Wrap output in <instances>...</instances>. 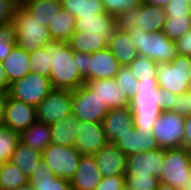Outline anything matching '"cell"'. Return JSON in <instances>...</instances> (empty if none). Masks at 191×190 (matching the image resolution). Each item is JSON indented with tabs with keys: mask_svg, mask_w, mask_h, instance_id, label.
Segmentation results:
<instances>
[{
	"mask_svg": "<svg viewBox=\"0 0 191 190\" xmlns=\"http://www.w3.org/2000/svg\"><path fill=\"white\" fill-rule=\"evenodd\" d=\"M25 184H28V176L17 165L10 161L0 164L1 190H15Z\"/></svg>",
	"mask_w": 191,
	"mask_h": 190,
	"instance_id": "32",
	"label": "cell"
},
{
	"mask_svg": "<svg viewBox=\"0 0 191 190\" xmlns=\"http://www.w3.org/2000/svg\"><path fill=\"white\" fill-rule=\"evenodd\" d=\"M120 63L107 47L91 54L89 81L115 78Z\"/></svg>",
	"mask_w": 191,
	"mask_h": 190,
	"instance_id": "21",
	"label": "cell"
},
{
	"mask_svg": "<svg viewBox=\"0 0 191 190\" xmlns=\"http://www.w3.org/2000/svg\"><path fill=\"white\" fill-rule=\"evenodd\" d=\"M164 155L165 149L157 148L127 156L125 177L155 176L159 178L163 169Z\"/></svg>",
	"mask_w": 191,
	"mask_h": 190,
	"instance_id": "13",
	"label": "cell"
},
{
	"mask_svg": "<svg viewBox=\"0 0 191 190\" xmlns=\"http://www.w3.org/2000/svg\"><path fill=\"white\" fill-rule=\"evenodd\" d=\"M102 0H80L79 15L75 19L94 16V14L104 13Z\"/></svg>",
	"mask_w": 191,
	"mask_h": 190,
	"instance_id": "41",
	"label": "cell"
},
{
	"mask_svg": "<svg viewBox=\"0 0 191 190\" xmlns=\"http://www.w3.org/2000/svg\"><path fill=\"white\" fill-rule=\"evenodd\" d=\"M52 89L48 77L30 72L10 84L8 92L12 98L37 107Z\"/></svg>",
	"mask_w": 191,
	"mask_h": 190,
	"instance_id": "9",
	"label": "cell"
},
{
	"mask_svg": "<svg viewBox=\"0 0 191 190\" xmlns=\"http://www.w3.org/2000/svg\"><path fill=\"white\" fill-rule=\"evenodd\" d=\"M61 7L71 13L74 17L79 15L80 0H59Z\"/></svg>",
	"mask_w": 191,
	"mask_h": 190,
	"instance_id": "49",
	"label": "cell"
},
{
	"mask_svg": "<svg viewBox=\"0 0 191 190\" xmlns=\"http://www.w3.org/2000/svg\"><path fill=\"white\" fill-rule=\"evenodd\" d=\"M79 120L72 114L50 124L51 144L75 147Z\"/></svg>",
	"mask_w": 191,
	"mask_h": 190,
	"instance_id": "25",
	"label": "cell"
},
{
	"mask_svg": "<svg viewBox=\"0 0 191 190\" xmlns=\"http://www.w3.org/2000/svg\"><path fill=\"white\" fill-rule=\"evenodd\" d=\"M125 185V175L103 177L95 190H121Z\"/></svg>",
	"mask_w": 191,
	"mask_h": 190,
	"instance_id": "44",
	"label": "cell"
},
{
	"mask_svg": "<svg viewBox=\"0 0 191 190\" xmlns=\"http://www.w3.org/2000/svg\"><path fill=\"white\" fill-rule=\"evenodd\" d=\"M143 0H102L105 12L116 17L118 14L139 7Z\"/></svg>",
	"mask_w": 191,
	"mask_h": 190,
	"instance_id": "39",
	"label": "cell"
},
{
	"mask_svg": "<svg viewBox=\"0 0 191 190\" xmlns=\"http://www.w3.org/2000/svg\"><path fill=\"white\" fill-rule=\"evenodd\" d=\"M129 34L138 54L156 63L172 62L178 54L176 42L169 39L163 31L146 33L137 27L129 30Z\"/></svg>",
	"mask_w": 191,
	"mask_h": 190,
	"instance_id": "4",
	"label": "cell"
},
{
	"mask_svg": "<svg viewBox=\"0 0 191 190\" xmlns=\"http://www.w3.org/2000/svg\"><path fill=\"white\" fill-rule=\"evenodd\" d=\"M170 111L183 116L191 115V88L186 93L177 96Z\"/></svg>",
	"mask_w": 191,
	"mask_h": 190,
	"instance_id": "42",
	"label": "cell"
},
{
	"mask_svg": "<svg viewBox=\"0 0 191 190\" xmlns=\"http://www.w3.org/2000/svg\"><path fill=\"white\" fill-rule=\"evenodd\" d=\"M8 96H9L8 90H0V124L2 123L4 118V112Z\"/></svg>",
	"mask_w": 191,
	"mask_h": 190,
	"instance_id": "51",
	"label": "cell"
},
{
	"mask_svg": "<svg viewBox=\"0 0 191 190\" xmlns=\"http://www.w3.org/2000/svg\"><path fill=\"white\" fill-rule=\"evenodd\" d=\"M171 0H143L144 3H147L152 6H157L160 8H165Z\"/></svg>",
	"mask_w": 191,
	"mask_h": 190,
	"instance_id": "53",
	"label": "cell"
},
{
	"mask_svg": "<svg viewBox=\"0 0 191 190\" xmlns=\"http://www.w3.org/2000/svg\"><path fill=\"white\" fill-rule=\"evenodd\" d=\"M15 190H35V189L32 188L29 184H25L17 187Z\"/></svg>",
	"mask_w": 191,
	"mask_h": 190,
	"instance_id": "55",
	"label": "cell"
},
{
	"mask_svg": "<svg viewBox=\"0 0 191 190\" xmlns=\"http://www.w3.org/2000/svg\"><path fill=\"white\" fill-rule=\"evenodd\" d=\"M50 53L51 71L49 79L54 89L75 90L85 84L73 61L74 51L63 40H52L45 45Z\"/></svg>",
	"mask_w": 191,
	"mask_h": 190,
	"instance_id": "1",
	"label": "cell"
},
{
	"mask_svg": "<svg viewBox=\"0 0 191 190\" xmlns=\"http://www.w3.org/2000/svg\"><path fill=\"white\" fill-rule=\"evenodd\" d=\"M16 45V29L13 22L0 25V61L2 62Z\"/></svg>",
	"mask_w": 191,
	"mask_h": 190,
	"instance_id": "38",
	"label": "cell"
},
{
	"mask_svg": "<svg viewBox=\"0 0 191 190\" xmlns=\"http://www.w3.org/2000/svg\"><path fill=\"white\" fill-rule=\"evenodd\" d=\"M128 67L138 81L157 80L158 63L148 57L139 55Z\"/></svg>",
	"mask_w": 191,
	"mask_h": 190,
	"instance_id": "34",
	"label": "cell"
},
{
	"mask_svg": "<svg viewBox=\"0 0 191 190\" xmlns=\"http://www.w3.org/2000/svg\"><path fill=\"white\" fill-rule=\"evenodd\" d=\"M71 49L75 52L92 54L107 48L100 34L74 32L67 41Z\"/></svg>",
	"mask_w": 191,
	"mask_h": 190,
	"instance_id": "29",
	"label": "cell"
},
{
	"mask_svg": "<svg viewBox=\"0 0 191 190\" xmlns=\"http://www.w3.org/2000/svg\"><path fill=\"white\" fill-rule=\"evenodd\" d=\"M13 1H15L17 4H20V0H13Z\"/></svg>",
	"mask_w": 191,
	"mask_h": 190,
	"instance_id": "60",
	"label": "cell"
},
{
	"mask_svg": "<svg viewBox=\"0 0 191 190\" xmlns=\"http://www.w3.org/2000/svg\"><path fill=\"white\" fill-rule=\"evenodd\" d=\"M82 154L75 147L50 144L42 151V160L58 178L70 180Z\"/></svg>",
	"mask_w": 191,
	"mask_h": 190,
	"instance_id": "10",
	"label": "cell"
},
{
	"mask_svg": "<svg viewBox=\"0 0 191 190\" xmlns=\"http://www.w3.org/2000/svg\"><path fill=\"white\" fill-rule=\"evenodd\" d=\"M175 42L178 54L191 56V30L178 38Z\"/></svg>",
	"mask_w": 191,
	"mask_h": 190,
	"instance_id": "47",
	"label": "cell"
},
{
	"mask_svg": "<svg viewBox=\"0 0 191 190\" xmlns=\"http://www.w3.org/2000/svg\"><path fill=\"white\" fill-rule=\"evenodd\" d=\"M159 178L155 176L125 177V185L131 190H156Z\"/></svg>",
	"mask_w": 191,
	"mask_h": 190,
	"instance_id": "40",
	"label": "cell"
},
{
	"mask_svg": "<svg viewBox=\"0 0 191 190\" xmlns=\"http://www.w3.org/2000/svg\"><path fill=\"white\" fill-rule=\"evenodd\" d=\"M191 30V16H167L163 33L171 40L176 41Z\"/></svg>",
	"mask_w": 191,
	"mask_h": 190,
	"instance_id": "35",
	"label": "cell"
},
{
	"mask_svg": "<svg viewBox=\"0 0 191 190\" xmlns=\"http://www.w3.org/2000/svg\"><path fill=\"white\" fill-rule=\"evenodd\" d=\"M30 71L48 77L51 71L50 53L43 48L31 52L29 56Z\"/></svg>",
	"mask_w": 191,
	"mask_h": 190,
	"instance_id": "36",
	"label": "cell"
},
{
	"mask_svg": "<svg viewBox=\"0 0 191 190\" xmlns=\"http://www.w3.org/2000/svg\"><path fill=\"white\" fill-rule=\"evenodd\" d=\"M136 93L130 101L134 128L152 132V126L162 112L160 89L157 80L139 81Z\"/></svg>",
	"mask_w": 191,
	"mask_h": 190,
	"instance_id": "2",
	"label": "cell"
},
{
	"mask_svg": "<svg viewBox=\"0 0 191 190\" xmlns=\"http://www.w3.org/2000/svg\"><path fill=\"white\" fill-rule=\"evenodd\" d=\"M118 30L115 17L107 12L75 19L74 32L83 31L84 33L100 34L107 47L112 43Z\"/></svg>",
	"mask_w": 191,
	"mask_h": 190,
	"instance_id": "16",
	"label": "cell"
},
{
	"mask_svg": "<svg viewBox=\"0 0 191 190\" xmlns=\"http://www.w3.org/2000/svg\"><path fill=\"white\" fill-rule=\"evenodd\" d=\"M85 85L105 103L109 110L130 107V99L120 91L115 78L85 81Z\"/></svg>",
	"mask_w": 191,
	"mask_h": 190,
	"instance_id": "18",
	"label": "cell"
},
{
	"mask_svg": "<svg viewBox=\"0 0 191 190\" xmlns=\"http://www.w3.org/2000/svg\"><path fill=\"white\" fill-rule=\"evenodd\" d=\"M41 161V152L19 143L10 162L17 165L24 174L29 176L37 167H40Z\"/></svg>",
	"mask_w": 191,
	"mask_h": 190,
	"instance_id": "30",
	"label": "cell"
},
{
	"mask_svg": "<svg viewBox=\"0 0 191 190\" xmlns=\"http://www.w3.org/2000/svg\"><path fill=\"white\" fill-rule=\"evenodd\" d=\"M12 22L16 29V45L28 53L52 41L48 27L40 25L23 4L16 6Z\"/></svg>",
	"mask_w": 191,
	"mask_h": 190,
	"instance_id": "3",
	"label": "cell"
},
{
	"mask_svg": "<svg viewBox=\"0 0 191 190\" xmlns=\"http://www.w3.org/2000/svg\"><path fill=\"white\" fill-rule=\"evenodd\" d=\"M28 184L35 190H72L70 181L54 176L43 160L40 167L28 176Z\"/></svg>",
	"mask_w": 191,
	"mask_h": 190,
	"instance_id": "23",
	"label": "cell"
},
{
	"mask_svg": "<svg viewBox=\"0 0 191 190\" xmlns=\"http://www.w3.org/2000/svg\"><path fill=\"white\" fill-rule=\"evenodd\" d=\"M52 40L67 42L75 30V17L67 10L61 8L52 23L47 26Z\"/></svg>",
	"mask_w": 191,
	"mask_h": 190,
	"instance_id": "31",
	"label": "cell"
},
{
	"mask_svg": "<svg viewBox=\"0 0 191 190\" xmlns=\"http://www.w3.org/2000/svg\"><path fill=\"white\" fill-rule=\"evenodd\" d=\"M26 0H20V4H22L23 2H25Z\"/></svg>",
	"mask_w": 191,
	"mask_h": 190,
	"instance_id": "61",
	"label": "cell"
},
{
	"mask_svg": "<svg viewBox=\"0 0 191 190\" xmlns=\"http://www.w3.org/2000/svg\"><path fill=\"white\" fill-rule=\"evenodd\" d=\"M102 177L125 175L127 156L112 143H107L94 155Z\"/></svg>",
	"mask_w": 191,
	"mask_h": 190,
	"instance_id": "20",
	"label": "cell"
},
{
	"mask_svg": "<svg viewBox=\"0 0 191 190\" xmlns=\"http://www.w3.org/2000/svg\"><path fill=\"white\" fill-rule=\"evenodd\" d=\"M185 136L183 139V147L191 153V115L185 116Z\"/></svg>",
	"mask_w": 191,
	"mask_h": 190,
	"instance_id": "50",
	"label": "cell"
},
{
	"mask_svg": "<svg viewBox=\"0 0 191 190\" xmlns=\"http://www.w3.org/2000/svg\"><path fill=\"white\" fill-rule=\"evenodd\" d=\"M109 111L85 84L72 91V115L84 122H102Z\"/></svg>",
	"mask_w": 191,
	"mask_h": 190,
	"instance_id": "11",
	"label": "cell"
},
{
	"mask_svg": "<svg viewBox=\"0 0 191 190\" xmlns=\"http://www.w3.org/2000/svg\"><path fill=\"white\" fill-rule=\"evenodd\" d=\"M156 190H178V189L171 187L168 184H164L162 182H159Z\"/></svg>",
	"mask_w": 191,
	"mask_h": 190,
	"instance_id": "54",
	"label": "cell"
},
{
	"mask_svg": "<svg viewBox=\"0 0 191 190\" xmlns=\"http://www.w3.org/2000/svg\"><path fill=\"white\" fill-rule=\"evenodd\" d=\"M185 116L171 111H162L152 126L153 137L158 147L173 149L183 147Z\"/></svg>",
	"mask_w": 191,
	"mask_h": 190,
	"instance_id": "8",
	"label": "cell"
},
{
	"mask_svg": "<svg viewBox=\"0 0 191 190\" xmlns=\"http://www.w3.org/2000/svg\"><path fill=\"white\" fill-rule=\"evenodd\" d=\"M164 10L166 16H191L188 8V0H171Z\"/></svg>",
	"mask_w": 191,
	"mask_h": 190,
	"instance_id": "43",
	"label": "cell"
},
{
	"mask_svg": "<svg viewBox=\"0 0 191 190\" xmlns=\"http://www.w3.org/2000/svg\"><path fill=\"white\" fill-rule=\"evenodd\" d=\"M131 40L129 31L118 30L108 47L121 66H128L139 56Z\"/></svg>",
	"mask_w": 191,
	"mask_h": 190,
	"instance_id": "27",
	"label": "cell"
},
{
	"mask_svg": "<svg viewBox=\"0 0 191 190\" xmlns=\"http://www.w3.org/2000/svg\"><path fill=\"white\" fill-rule=\"evenodd\" d=\"M189 87L191 88V70L189 72Z\"/></svg>",
	"mask_w": 191,
	"mask_h": 190,
	"instance_id": "58",
	"label": "cell"
},
{
	"mask_svg": "<svg viewBox=\"0 0 191 190\" xmlns=\"http://www.w3.org/2000/svg\"><path fill=\"white\" fill-rule=\"evenodd\" d=\"M40 25L49 26L61 7L59 0H26L22 3Z\"/></svg>",
	"mask_w": 191,
	"mask_h": 190,
	"instance_id": "28",
	"label": "cell"
},
{
	"mask_svg": "<svg viewBox=\"0 0 191 190\" xmlns=\"http://www.w3.org/2000/svg\"><path fill=\"white\" fill-rule=\"evenodd\" d=\"M177 96L170 91L160 89L161 110L170 111L174 106V102H176Z\"/></svg>",
	"mask_w": 191,
	"mask_h": 190,
	"instance_id": "48",
	"label": "cell"
},
{
	"mask_svg": "<svg viewBox=\"0 0 191 190\" xmlns=\"http://www.w3.org/2000/svg\"><path fill=\"white\" fill-rule=\"evenodd\" d=\"M191 70V56L177 54L172 62L158 63L157 82L159 89L173 94L186 93L189 87V72Z\"/></svg>",
	"mask_w": 191,
	"mask_h": 190,
	"instance_id": "7",
	"label": "cell"
},
{
	"mask_svg": "<svg viewBox=\"0 0 191 190\" xmlns=\"http://www.w3.org/2000/svg\"><path fill=\"white\" fill-rule=\"evenodd\" d=\"M188 8H189V13L191 15V0H188Z\"/></svg>",
	"mask_w": 191,
	"mask_h": 190,
	"instance_id": "56",
	"label": "cell"
},
{
	"mask_svg": "<svg viewBox=\"0 0 191 190\" xmlns=\"http://www.w3.org/2000/svg\"><path fill=\"white\" fill-rule=\"evenodd\" d=\"M108 143L102 122L79 120L75 148L82 155L94 156Z\"/></svg>",
	"mask_w": 191,
	"mask_h": 190,
	"instance_id": "14",
	"label": "cell"
},
{
	"mask_svg": "<svg viewBox=\"0 0 191 190\" xmlns=\"http://www.w3.org/2000/svg\"><path fill=\"white\" fill-rule=\"evenodd\" d=\"M29 56L30 53L15 45L9 55L2 61L9 85L31 72Z\"/></svg>",
	"mask_w": 191,
	"mask_h": 190,
	"instance_id": "24",
	"label": "cell"
},
{
	"mask_svg": "<svg viewBox=\"0 0 191 190\" xmlns=\"http://www.w3.org/2000/svg\"><path fill=\"white\" fill-rule=\"evenodd\" d=\"M72 114V90L52 89L36 107L37 121L52 124Z\"/></svg>",
	"mask_w": 191,
	"mask_h": 190,
	"instance_id": "12",
	"label": "cell"
},
{
	"mask_svg": "<svg viewBox=\"0 0 191 190\" xmlns=\"http://www.w3.org/2000/svg\"><path fill=\"white\" fill-rule=\"evenodd\" d=\"M73 61L81 76L85 81H89V61L91 60V54H84L75 52L73 54Z\"/></svg>",
	"mask_w": 191,
	"mask_h": 190,
	"instance_id": "45",
	"label": "cell"
},
{
	"mask_svg": "<svg viewBox=\"0 0 191 190\" xmlns=\"http://www.w3.org/2000/svg\"><path fill=\"white\" fill-rule=\"evenodd\" d=\"M159 182L185 190L191 179V153L184 147L165 149Z\"/></svg>",
	"mask_w": 191,
	"mask_h": 190,
	"instance_id": "6",
	"label": "cell"
},
{
	"mask_svg": "<svg viewBox=\"0 0 191 190\" xmlns=\"http://www.w3.org/2000/svg\"><path fill=\"white\" fill-rule=\"evenodd\" d=\"M50 125L35 121L29 128L19 132V142L42 153L51 144Z\"/></svg>",
	"mask_w": 191,
	"mask_h": 190,
	"instance_id": "26",
	"label": "cell"
},
{
	"mask_svg": "<svg viewBox=\"0 0 191 190\" xmlns=\"http://www.w3.org/2000/svg\"><path fill=\"white\" fill-rule=\"evenodd\" d=\"M102 178L95 157L82 155L78 167L69 181L72 190H95Z\"/></svg>",
	"mask_w": 191,
	"mask_h": 190,
	"instance_id": "19",
	"label": "cell"
},
{
	"mask_svg": "<svg viewBox=\"0 0 191 190\" xmlns=\"http://www.w3.org/2000/svg\"><path fill=\"white\" fill-rule=\"evenodd\" d=\"M128 66H120L115 80L120 88V91L127 96L130 101L136 93L138 79L135 78Z\"/></svg>",
	"mask_w": 191,
	"mask_h": 190,
	"instance_id": "37",
	"label": "cell"
},
{
	"mask_svg": "<svg viewBox=\"0 0 191 190\" xmlns=\"http://www.w3.org/2000/svg\"><path fill=\"white\" fill-rule=\"evenodd\" d=\"M102 123L108 143L114 144L134 128L131 107L110 109Z\"/></svg>",
	"mask_w": 191,
	"mask_h": 190,
	"instance_id": "17",
	"label": "cell"
},
{
	"mask_svg": "<svg viewBox=\"0 0 191 190\" xmlns=\"http://www.w3.org/2000/svg\"><path fill=\"white\" fill-rule=\"evenodd\" d=\"M36 107L8 96L2 125L22 132L36 121Z\"/></svg>",
	"mask_w": 191,
	"mask_h": 190,
	"instance_id": "15",
	"label": "cell"
},
{
	"mask_svg": "<svg viewBox=\"0 0 191 190\" xmlns=\"http://www.w3.org/2000/svg\"><path fill=\"white\" fill-rule=\"evenodd\" d=\"M166 19L163 8L144 2L139 7L122 12L115 17L119 30L129 31L138 27L146 33L163 31Z\"/></svg>",
	"mask_w": 191,
	"mask_h": 190,
	"instance_id": "5",
	"label": "cell"
},
{
	"mask_svg": "<svg viewBox=\"0 0 191 190\" xmlns=\"http://www.w3.org/2000/svg\"><path fill=\"white\" fill-rule=\"evenodd\" d=\"M121 190H131L127 185H124Z\"/></svg>",
	"mask_w": 191,
	"mask_h": 190,
	"instance_id": "59",
	"label": "cell"
},
{
	"mask_svg": "<svg viewBox=\"0 0 191 190\" xmlns=\"http://www.w3.org/2000/svg\"><path fill=\"white\" fill-rule=\"evenodd\" d=\"M9 86L10 85L7 83L2 62L0 61V90H8Z\"/></svg>",
	"mask_w": 191,
	"mask_h": 190,
	"instance_id": "52",
	"label": "cell"
},
{
	"mask_svg": "<svg viewBox=\"0 0 191 190\" xmlns=\"http://www.w3.org/2000/svg\"><path fill=\"white\" fill-rule=\"evenodd\" d=\"M19 143V133L0 124V164L11 161Z\"/></svg>",
	"mask_w": 191,
	"mask_h": 190,
	"instance_id": "33",
	"label": "cell"
},
{
	"mask_svg": "<svg viewBox=\"0 0 191 190\" xmlns=\"http://www.w3.org/2000/svg\"><path fill=\"white\" fill-rule=\"evenodd\" d=\"M114 144L126 156L159 148L152 132L137 131L135 128L128 134L122 136V138L118 139Z\"/></svg>",
	"mask_w": 191,
	"mask_h": 190,
	"instance_id": "22",
	"label": "cell"
},
{
	"mask_svg": "<svg viewBox=\"0 0 191 190\" xmlns=\"http://www.w3.org/2000/svg\"><path fill=\"white\" fill-rule=\"evenodd\" d=\"M17 5L13 0H0V25L12 22Z\"/></svg>",
	"mask_w": 191,
	"mask_h": 190,
	"instance_id": "46",
	"label": "cell"
},
{
	"mask_svg": "<svg viewBox=\"0 0 191 190\" xmlns=\"http://www.w3.org/2000/svg\"><path fill=\"white\" fill-rule=\"evenodd\" d=\"M185 190H191V179H190V181H189V183L187 185V188Z\"/></svg>",
	"mask_w": 191,
	"mask_h": 190,
	"instance_id": "57",
	"label": "cell"
}]
</instances>
